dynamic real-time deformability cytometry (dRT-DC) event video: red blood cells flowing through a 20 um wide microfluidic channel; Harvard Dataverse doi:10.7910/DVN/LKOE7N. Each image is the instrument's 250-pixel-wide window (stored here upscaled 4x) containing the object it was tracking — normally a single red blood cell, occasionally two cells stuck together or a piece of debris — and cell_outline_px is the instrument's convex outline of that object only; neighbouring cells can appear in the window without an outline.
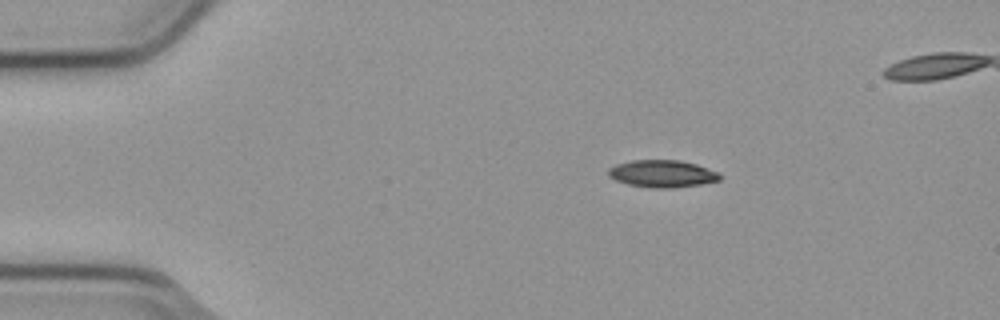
{"species": "common noctule bat (a hibernating species)", "species_latin": "Nyctalus noctula", "temperature_condition": "cold", "stored_images_in_passage": 5, "camera_frame_rate_fps": 3000, "um_per_image_px": 0.085, "animal": {"sex": "male", "body_mass_g": 23.1, "forearm_length_mm": 52.7}, "frame": {"image": 1, "passage_image": 2, "time_ms": 0.333, "image_size_px": [1000, 320], "cell_outline_px": [[720, 180], [700, 184], [672, 188], [652, 188], [628, 184], [616, 180], [608, 176], [608, 168], [616, 164], [632, 160], [676, 160], [696, 164], [720, 172]], "centroid_in_image_um": [56.28, 14.76], "position_along_channel_um": 28.7, "area_um2": 17.69}}